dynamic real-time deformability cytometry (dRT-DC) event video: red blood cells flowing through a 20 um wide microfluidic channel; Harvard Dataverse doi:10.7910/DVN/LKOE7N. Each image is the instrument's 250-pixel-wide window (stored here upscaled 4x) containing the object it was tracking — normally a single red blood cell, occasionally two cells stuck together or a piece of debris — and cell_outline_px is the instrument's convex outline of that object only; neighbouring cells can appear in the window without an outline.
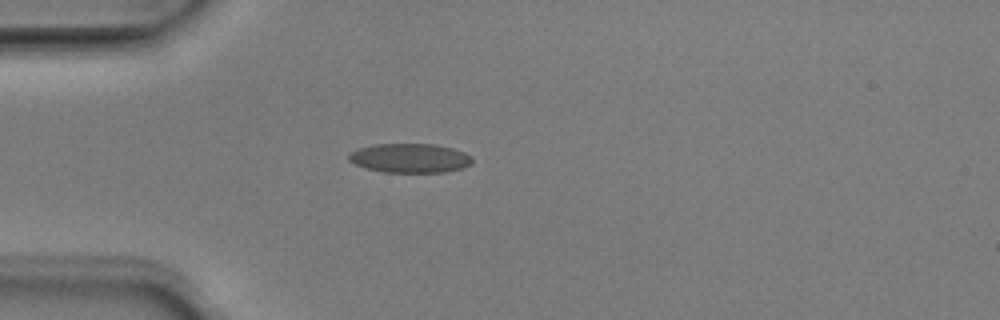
{"species": "Egyptian fruit bat (a non-hibernating species)", "species_latin": "Rousettus aegyptiacus", "temperature_condition": "room temperature", "stored_images_in_passage": 37, "camera_frame_rate_fps": 3000, "um_per_image_px": 0.085, "animal": {"sex": "male"}, "frame": {"image": 1, "passage_image": 1, "time_ms": 0.0, "image_size_px": [1000, 320], "cell_outline_px": [[472, 164], [460, 168], [444, 172], [384, 172], [368, 168], [356, 164], [348, 160], [348, 156], [352, 152], [360, 148], [372, 144], [436, 144], [452, 148], [464, 152], [472, 156]], "centroid_in_image_um": [34.87, 13.43], "position_along_channel_um": 50.1, "area_um2": 20.87}}
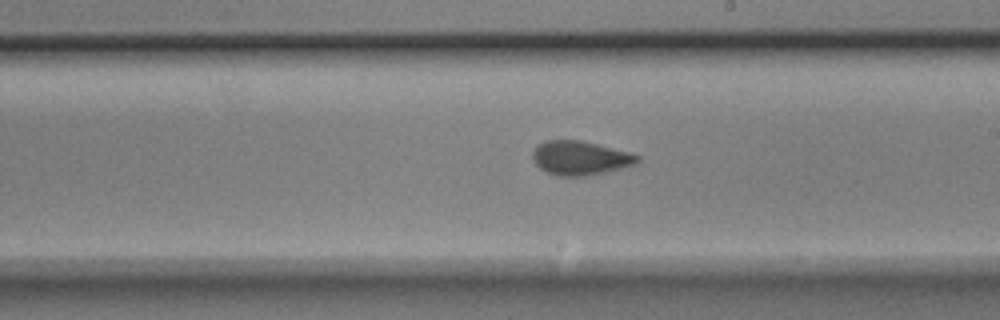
{"frame": {"image": 2, "passage_image": 16, "time_ms": 5.0, "image_size_px": [1000, 320], "cell_outline_px": [[640, 160], [636, 164], [604, 172], [584, 176], [556, 176], [540, 168], [536, 164], [532, 156], [532, 152], [536, 144], [544, 140], [580, 140], [632, 152], [640, 156]], "centroid_in_image_um": [49.31, 13.41], "position_along_channel_um": 239.7, "area_um2": 20.92}}
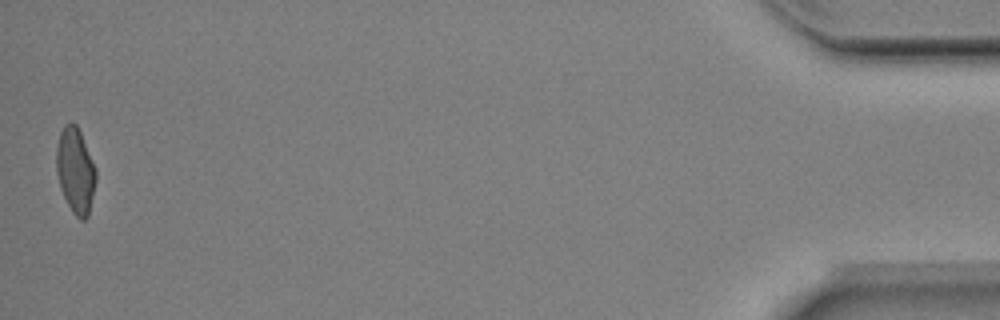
{"frame": {"image": 3, "passage_image": 37, "time_ms": 12.0, "image_size_px": [1000, 320], "cell_outline_px": [[96, 180], [88, 216], [84, 220], [80, 220], [72, 212], [60, 188], [56, 172], [56, 148], [60, 132], [64, 124], [76, 124], [80, 132], [96, 168]], "centroid_in_image_um": [6.4, 14.51], "position_along_channel_um": 428.8, "area_um2": 19.59}, "authors_computed_cell_mechanics": {"area_um2": 20.2878, "velocity_mm_per_s": 4.0288, "shape_relaxation_time_tau1_ms": 4.8119, "shape_relaxation_time_tau2_ms": 1.2971, "deformation_change_tau1": 0.1377, "deformation_change_tau2": 0.0636}}